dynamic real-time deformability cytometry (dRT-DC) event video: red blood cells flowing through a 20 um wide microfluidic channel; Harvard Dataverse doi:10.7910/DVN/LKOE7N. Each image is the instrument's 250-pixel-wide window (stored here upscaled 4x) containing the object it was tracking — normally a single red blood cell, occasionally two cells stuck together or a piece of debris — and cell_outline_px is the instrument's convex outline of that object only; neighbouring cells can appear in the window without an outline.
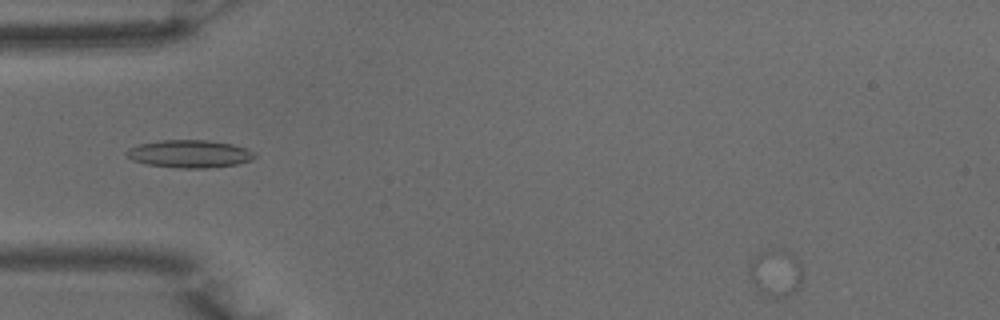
{"species": "common noctule bat (a hibernating species)", "species_latin": "Nyctalus noctula", "temperature_condition": "warm", "stored_images_in_passage": 2, "camera_frame_rate_fps": 3000, "um_per_image_px": 0.085, "animal": {"sex": "male", "body_mass_g": 15.6}, "frame": {"image": 1, "passage_image": 1, "time_ms": 0.0, "image_size_px": [1000, 320], "cell_outline_px": [[800, 288], [776, 300], [764, 296], [748, 276], [752, 264], [756, 256], [760, 252], [764, 252], [792, 256], [800, 264]], "centroid_in_image_um": [65.91, 23.34], "position_along_channel_um": 19.1, "area_um2": 13.53}}